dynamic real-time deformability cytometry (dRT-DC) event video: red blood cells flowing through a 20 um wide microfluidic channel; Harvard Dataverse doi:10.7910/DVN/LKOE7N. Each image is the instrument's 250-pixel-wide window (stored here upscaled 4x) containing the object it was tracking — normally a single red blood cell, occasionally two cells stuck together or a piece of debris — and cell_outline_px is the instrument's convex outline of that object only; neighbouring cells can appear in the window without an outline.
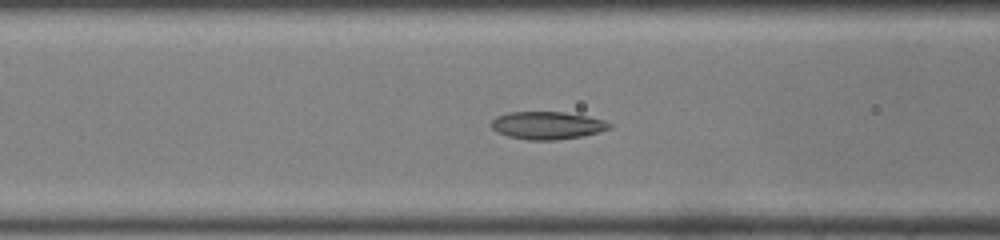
{"species": "common noctule bat (a hibernating species)", "species_latin": "Nyctalus noctula", "temperature_condition": "room temperature", "stored_images_in_passage": 51, "camera_frame_rate_fps": 3000, "um_per_image_px": 0.085, "animal": {"sex": "male", "body_mass_g": 19.0, "forearm_length_mm": 50.8}, "frame": {"image": 1, "passage_image": 21, "time_ms": 6.667, "image_size_px": [1000, 240], "cell_outline_px": [[612, 128], [580, 136], [556, 140], [528, 140], [508, 136], [496, 132], [492, 128], [492, 120], [496, 116], [508, 112], [564, 112], [588, 116], [604, 120], [612, 124]], "centroid_in_image_um": [46.5, 10.65], "position_along_channel_um": 120.1, "area_um2": 19.02}}
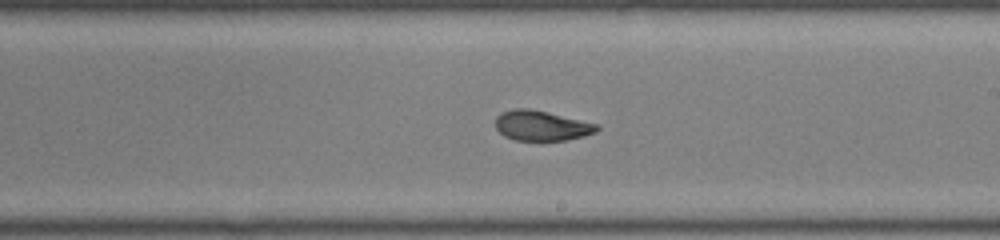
{"frame": {"image": 2, "passage_image": 30, "time_ms": 9.667, "image_size_px": [1000, 240], "cell_outline_px": [[600, 128], [596, 132], [584, 136], [564, 140], [516, 140], [504, 136], [496, 128], [496, 116], [500, 112], [516, 108], [528, 108], [548, 112], [600, 124]], "centroid_in_image_um": [46.04, 10.67], "position_along_channel_um": 243.0, "area_um2": 17.86}}
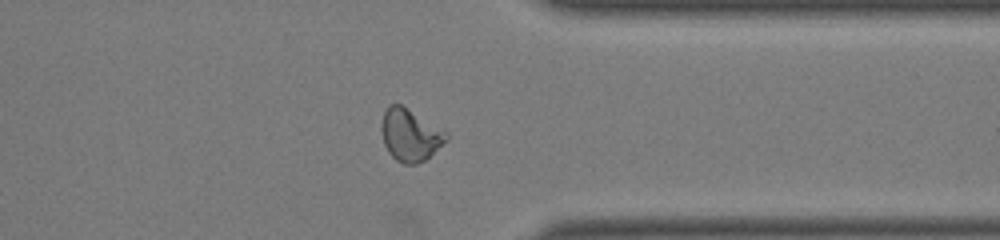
{"frame": {"image": 3, "passage_image": 40, "time_ms": 13.0, "image_size_px": [1000, 240], "cell_outline_px": [[448, 140], [424, 160], [416, 164], [404, 164], [396, 160], [388, 152], [384, 144], [380, 128], [380, 124], [384, 112], [388, 104], [400, 104], [448, 132]], "centroid_in_image_um": [34.84, 11.47], "position_along_channel_um": 376.6, "area_um2": 19.71}, "authors_computed_cell_mechanics": {"area_um2": 19.3052, "velocity_mm_per_s": 4.1084, "shape_relaxation_time_tau1_ms": null, "shape_relaxation_time_tau2_ms": 1.7558, "deformation_change_tau1": null, "deformation_change_tau2": 0.0737}}